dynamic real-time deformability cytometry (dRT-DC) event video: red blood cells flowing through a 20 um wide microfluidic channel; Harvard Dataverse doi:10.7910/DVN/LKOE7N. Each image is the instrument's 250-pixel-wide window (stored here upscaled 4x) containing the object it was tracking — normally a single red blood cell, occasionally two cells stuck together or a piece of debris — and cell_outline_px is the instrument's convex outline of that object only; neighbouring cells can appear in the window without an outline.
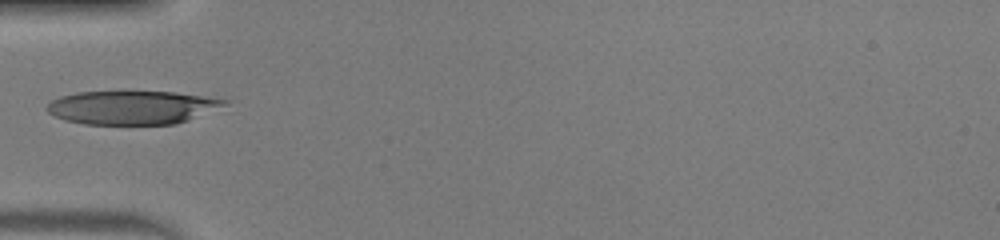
{"species": "human", "species_latin": "Homo sapiens", "temperature_condition": "warm", "stored_images_in_passage": 30, "camera_frame_rate_fps": 3000, "um_per_image_px": 0.085, "donor": {"sex": "male"}, "frame": {"image": 1, "passage_image": 1, "time_ms": 0.0, "image_size_px": [1000, 240], "cell_outline_px": [[228, 104], [188, 120], [176, 124], [84, 124], [64, 120], [48, 112], [44, 108], [52, 100], [60, 96], [76, 92], [176, 92], [204, 96], [228, 100]], "centroid_in_image_um": [11.2, 9.13], "position_along_channel_um": 73.8, "area_um2": 34.56}}
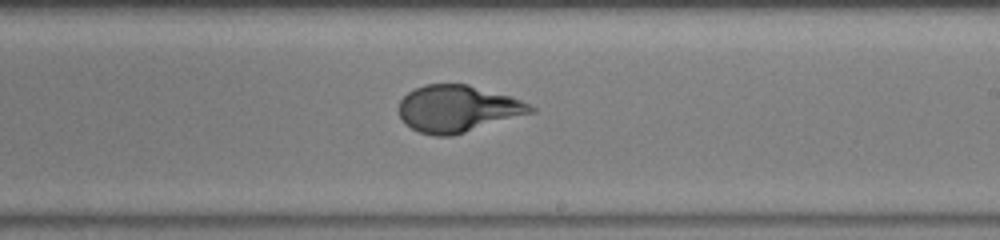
{"frame": {"image": 2, "passage_image": 14, "time_ms": 4.333, "image_size_px": [1000, 240], "cell_outline_px": [[536, 112], [452, 136], [432, 136], [420, 132], [404, 124], [400, 120], [400, 100], [408, 92], [424, 84], [468, 84], [512, 96], [536, 108]], "centroid_in_image_um": [38.91, 9.25], "position_along_channel_um": 250.1, "area_um2": 36.13}}
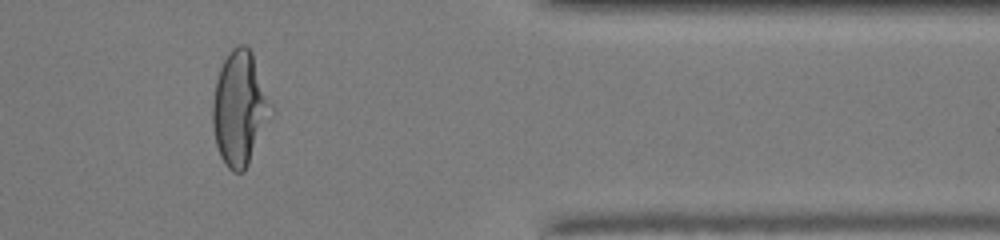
{"frame": {"image": 3, "passage_image": 26, "time_ms": 8.333, "image_size_px": [1000, 240], "cell_outline_px": [[276, 112], [244, 172], [232, 172], [224, 164], [220, 156], [216, 144], [212, 128], [212, 100], [216, 80], [220, 68], [228, 52], [236, 44], [244, 44], [252, 52]], "centroid_in_image_um": [20.4, 9.24], "position_along_channel_um": 391.0, "area_um2": 39.82}}